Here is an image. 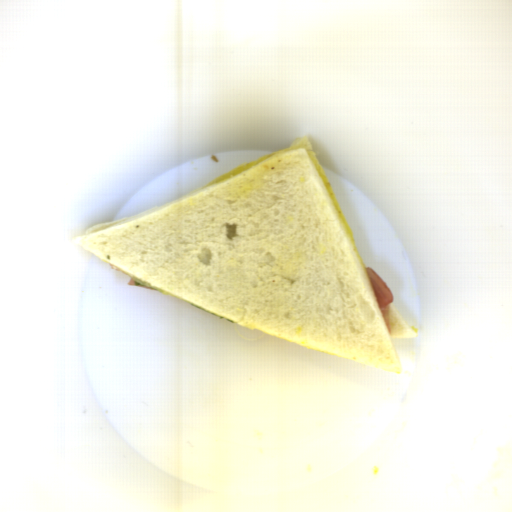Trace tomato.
<instances>
[{"mask_svg": "<svg viewBox=\"0 0 512 512\" xmlns=\"http://www.w3.org/2000/svg\"><path fill=\"white\" fill-rule=\"evenodd\" d=\"M370 283L372 285L375 297L380 305L381 316L388 330L390 324L388 320V309L393 304V292L381 276L370 268H365Z\"/></svg>", "mask_w": 512, "mask_h": 512, "instance_id": "obj_1", "label": "tomato"}]
</instances>
